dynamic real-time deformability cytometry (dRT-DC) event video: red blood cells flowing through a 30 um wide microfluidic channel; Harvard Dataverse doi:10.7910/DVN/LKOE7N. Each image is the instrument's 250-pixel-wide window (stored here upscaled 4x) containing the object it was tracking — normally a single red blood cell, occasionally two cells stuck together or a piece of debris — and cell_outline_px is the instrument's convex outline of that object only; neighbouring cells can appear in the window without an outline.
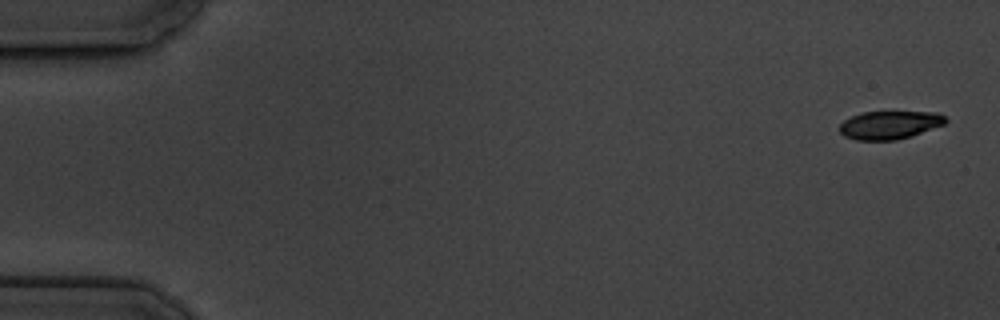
{"species": "common noctule bat (a hibernating species)", "species_latin": "Nyctalus noctula", "temperature_condition": "cold", "stored_images_in_passage": 9, "camera_frame_rate_fps": 3000, "um_per_image_px": 0.085, "animal": {"sex": "male", "body_mass_g": 19.5, "forearm_length_mm": 54.6}, "frame": {"image": 1, "passage_image": 1, "time_ms": 0.0, "image_size_px": [1000, 320], "cell_outline_px": [[948, 120], [944, 124], [896, 140], [856, 140], [844, 136], [840, 132], [840, 124], [844, 120], [852, 116], [864, 112], [940, 112]], "centroid_in_image_um": [75.6, 10.61], "position_along_channel_um": 9.4, "area_um2": 17.17}}
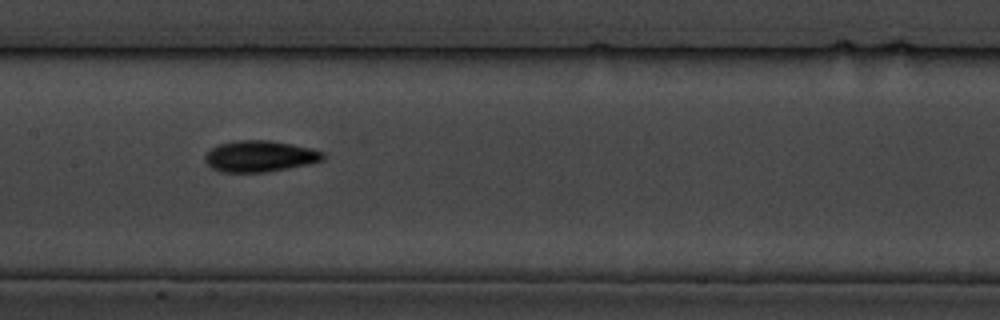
{"frame": {"image": 2, "passage_image": 8, "time_ms": 9.0, "image_size_px": [1000, 320], "cell_outline_px": [[324, 160], [308, 164], [288, 168], [264, 172], [220, 172], [212, 168], [204, 160], [204, 156], [212, 148], [220, 144], [236, 140], [268, 140], [292, 144], [312, 148], [324, 152]], "centroid_in_image_um": [22.09, 13.28], "position_along_channel_um": 185.3, "area_um2": 21.44}}
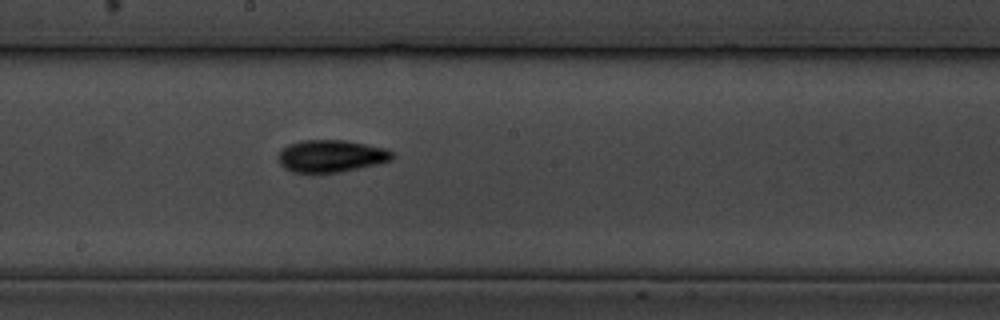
{"frame": {"image": 3, "passage_image": 9, "time_ms": 10.0, "image_size_px": [1000, 320], "cell_outline_px": [[396, 156], [392, 160], [360, 168], [340, 172], [292, 172], [284, 168], [280, 164], [280, 152], [288, 144], [300, 140], [344, 140], [384, 148], [392, 152]], "centroid_in_image_um": [28.16, 13.26], "position_along_channel_um": 220.0, "area_um2": 21.21}}